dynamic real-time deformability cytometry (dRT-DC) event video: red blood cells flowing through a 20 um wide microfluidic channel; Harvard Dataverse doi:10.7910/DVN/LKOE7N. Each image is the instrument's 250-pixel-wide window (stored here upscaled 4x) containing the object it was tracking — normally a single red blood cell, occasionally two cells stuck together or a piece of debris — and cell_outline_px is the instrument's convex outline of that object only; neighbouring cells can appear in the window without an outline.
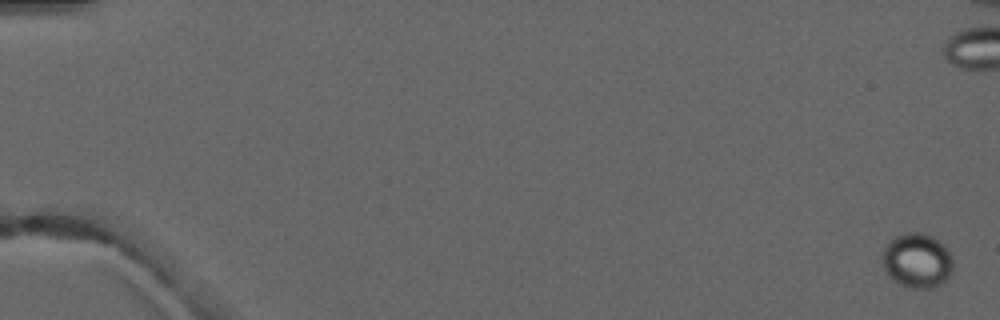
{"species": "common noctule bat (a hibernating species)", "species_latin": "Nyctalus noctula", "temperature_condition": "warm", "stored_images_in_passage": 6, "segment_of_instrument_passage": [2, 2], "camera_frame_rate_fps": 3000, "um_per_image_px": 0.085, "animal": {"sex": "male", "forearm_length_mm": 52.5}, "frame": {"image": 1, "passage_image": 6, "time_ms": 6.0, "image_size_px": [1000, 320], "cell_outline_px": [[952, 272], [948, 280], [944, 284], [932, 288], [908, 288], [900, 284], [888, 276], [884, 268], [880, 256], [884, 248], [896, 236], [908, 232], [924, 232], [940, 240], [948, 248], [952, 256]], "centroid_in_image_um": [77.98, 22.16], "position_along_channel_um": 7.0, "area_um2": 23.06}}